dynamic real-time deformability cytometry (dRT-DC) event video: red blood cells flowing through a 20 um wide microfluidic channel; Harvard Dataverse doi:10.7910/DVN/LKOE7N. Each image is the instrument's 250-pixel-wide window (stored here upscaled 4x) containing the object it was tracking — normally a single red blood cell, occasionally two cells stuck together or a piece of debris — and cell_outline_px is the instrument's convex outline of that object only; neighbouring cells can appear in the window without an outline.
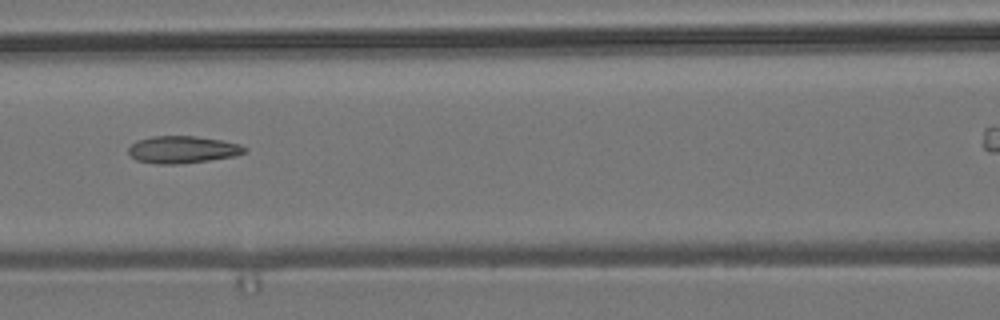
{"species": "common noctule bat (a hibernating species)", "species_latin": "Nyctalus noctula", "temperature_condition": "room temperature", "stored_images_in_passage": 10, "camera_frame_rate_fps": 3000, "um_per_image_px": 0.085, "animal": {"sex": "male", "body_mass_g": 19.2, "forearm_length_mm": 51.8}, "frame": {"image": 1, "passage_image": 7, "time_ms": 8.0, "image_size_px": [1000, 320], "cell_outline_px": [[248, 152], [236, 156], [208, 160], [176, 164], [156, 164], [136, 160], [128, 152], [128, 148], [136, 140], [152, 136], [196, 136], [220, 140], [240, 144], [248, 148]], "centroid_in_image_um": [15.54, 12.71], "position_along_channel_um": 151.1, "area_um2": 18.5}}